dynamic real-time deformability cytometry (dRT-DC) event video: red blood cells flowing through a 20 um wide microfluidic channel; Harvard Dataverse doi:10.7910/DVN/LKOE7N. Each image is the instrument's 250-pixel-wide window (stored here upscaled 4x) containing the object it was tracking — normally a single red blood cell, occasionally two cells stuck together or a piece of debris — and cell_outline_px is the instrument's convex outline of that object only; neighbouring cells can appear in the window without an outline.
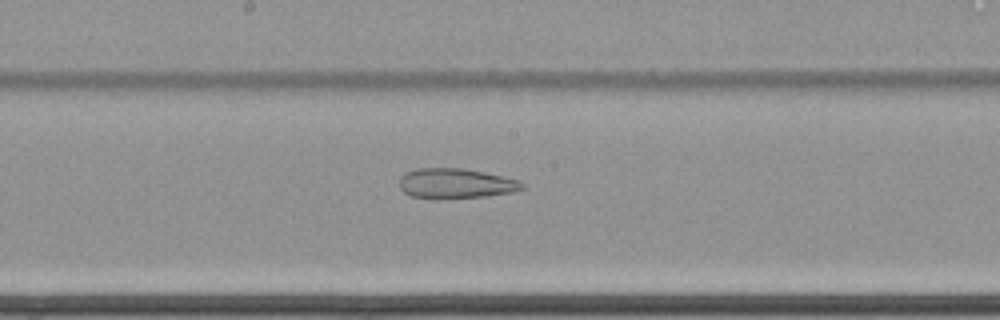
{"species": "common noctule bat (a hibernating species)", "species_latin": "Nyctalus noctula", "temperature_condition": "cold", "stored_images_in_passage": 39, "camera_frame_rate_fps": 3000, "um_per_image_px": 0.085, "animal": {"sex": "female", "body_mass_g": 22.7, "forearm_length_mm": 54.2}, "frame": {"image": 1, "passage_image": 20, "time_ms": 6.333, "image_size_px": [1000, 320], "cell_outline_px": [[528, 188], [512, 192], [488, 196], [440, 200], [432, 200], [412, 196], [404, 192], [400, 188], [400, 176], [416, 168], [464, 168], [504, 176], [520, 180]], "centroid_in_image_um": [38.77, 15.61], "position_along_channel_um": 209.4, "area_um2": 22.08}}
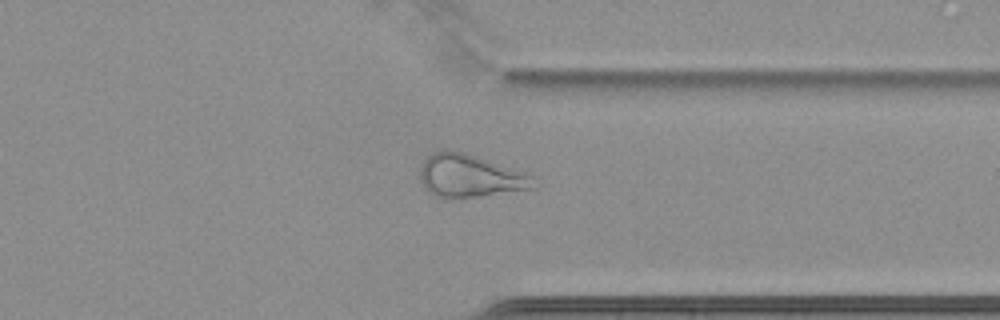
{"frame": {"image": 2, "passage_image": 34, "time_ms": 11.0, "image_size_px": [1000, 320], "cell_outline_px": [[536, 188], [480, 196], [432, 196], [428, 192], [420, 180], [420, 168], [424, 160], [432, 152], [444, 148], [452, 148], [524, 172], [532, 176]], "centroid_in_image_um": [39.9, 14.91], "position_along_channel_um": 371.5, "area_um2": 28.15}}